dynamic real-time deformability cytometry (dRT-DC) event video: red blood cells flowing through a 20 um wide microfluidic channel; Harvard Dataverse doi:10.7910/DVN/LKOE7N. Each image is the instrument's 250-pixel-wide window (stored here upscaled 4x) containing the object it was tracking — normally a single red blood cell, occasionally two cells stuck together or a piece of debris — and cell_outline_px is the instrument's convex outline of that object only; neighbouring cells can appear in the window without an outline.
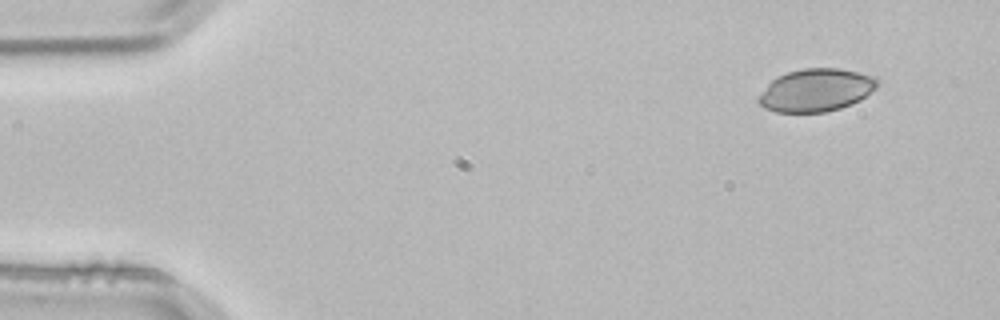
{"species": "common noctule bat (a hibernating species)", "species_latin": "Nyctalus noctula", "temperature_condition": "room temperature", "stored_images_in_passage": 3, "segment_of_instrument_passage": [1, 2], "camera_frame_rate_fps": 3000, "um_per_image_px": 0.085, "animal": {"sex": "male", "body_mass_g": 21.5, "forearm_length_mm": 52.0}, "frame": {"image": 1, "passage_image": 1, "time_ms": 0.0, "image_size_px": [1000, 320], "cell_outline_px": [[880, 84], [876, 88], [860, 100], [852, 104], [840, 108], [824, 112], [776, 112], [764, 108], [756, 100], [768, 84], [776, 76], [788, 72], [804, 68], [840, 68], [876, 76], [880, 80]], "centroid_in_image_um": [69.4, 7.65], "position_along_channel_um": 15.6, "area_um2": 29.77}}